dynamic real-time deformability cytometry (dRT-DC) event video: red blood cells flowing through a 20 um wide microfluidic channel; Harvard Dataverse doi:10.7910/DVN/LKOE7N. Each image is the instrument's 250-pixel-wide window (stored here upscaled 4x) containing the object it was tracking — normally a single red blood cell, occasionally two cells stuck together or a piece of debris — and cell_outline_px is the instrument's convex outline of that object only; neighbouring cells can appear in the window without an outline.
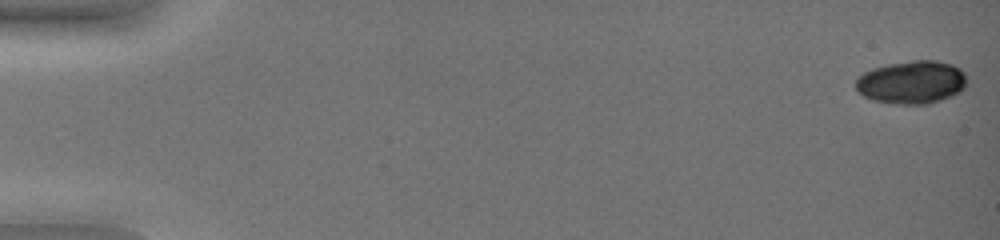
{"species": "common noctule bat (a hibernating species)", "species_latin": "Nyctalus noctula", "temperature_condition": "warm", "stored_images_in_passage": 52, "camera_frame_rate_fps": 3000, "um_per_image_px": 0.085, "animal": {"sex": "female", "body_mass_g": 19.0, "forearm_length_mm": 51.5}, "frame": {"image": 1, "passage_image": 1, "time_ms": 0.0, "image_size_px": [1000, 240], "cell_outline_px": [[968, 84], [960, 92], [952, 96], [928, 104], [892, 104], [872, 100], [864, 96], [856, 88], [856, 80], [864, 72], [872, 68], [888, 64], [912, 60], [936, 60], [952, 64], [960, 68], [964, 72]], "centroid_in_image_um": [77.52, 6.99], "position_along_channel_um": 7.5, "area_um2": 28.15}}
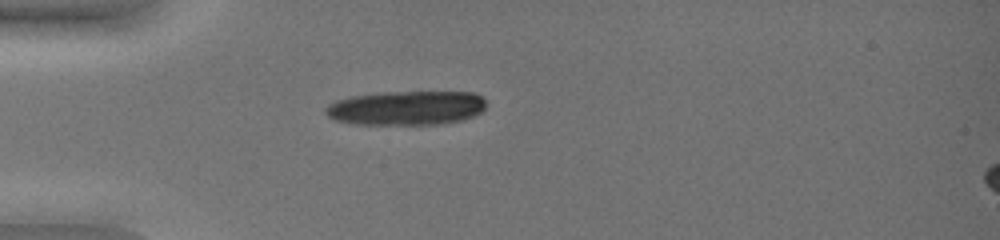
{"frame": {"image": 2, "passage_image": 17, "time_ms": 5.333, "image_size_px": [1000, 240], "cell_outline_px": [[488, 104], [480, 112], [472, 116], [460, 120], [444, 124], [352, 124], [336, 120], [328, 116], [324, 112], [324, 108], [328, 104], [336, 100], [352, 96], [376, 92], [476, 92]], "centroid_in_image_um": [34.52, 9.17], "position_along_channel_um": 50.5, "area_um2": 32.25}}